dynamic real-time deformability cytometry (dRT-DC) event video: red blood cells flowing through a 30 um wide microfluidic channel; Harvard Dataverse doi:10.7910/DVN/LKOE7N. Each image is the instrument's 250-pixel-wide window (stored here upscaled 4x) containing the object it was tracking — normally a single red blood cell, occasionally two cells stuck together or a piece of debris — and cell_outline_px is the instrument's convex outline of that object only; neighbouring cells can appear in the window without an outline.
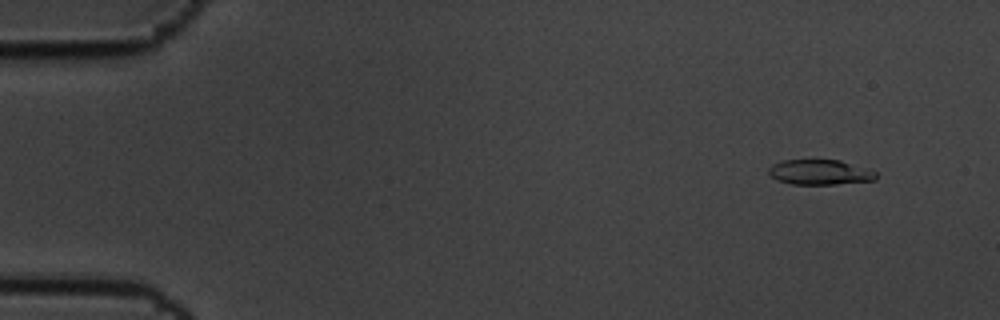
{"species": "common noctule bat (a hibernating species)", "species_latin": "Nyctalus noctula", "temperature_condition": "cold", "stored_images_in_passage": 5, "camera_frame_rate_fps": 3000, "um_per_image_px": 0.085, "animal": {"sex": "male", "body_mass_g": 19.5, "forearm_length_mm": 54.6}, "frame": {"image": 1, "passage_image": 5, "time_ms": 1.333, "image_size_px": [1000, 320], "cell_outline_px": [[876, 180], [836, 184], [792, 184], [776, 180], [768, 172], [768, 168], [772, 164], [784, 160], [840, 160], [876, 172]], "centroid_in_image_um": [69.66, 14.64], "position_along_channel_um": 15.3, "area_um2": 15.55}}